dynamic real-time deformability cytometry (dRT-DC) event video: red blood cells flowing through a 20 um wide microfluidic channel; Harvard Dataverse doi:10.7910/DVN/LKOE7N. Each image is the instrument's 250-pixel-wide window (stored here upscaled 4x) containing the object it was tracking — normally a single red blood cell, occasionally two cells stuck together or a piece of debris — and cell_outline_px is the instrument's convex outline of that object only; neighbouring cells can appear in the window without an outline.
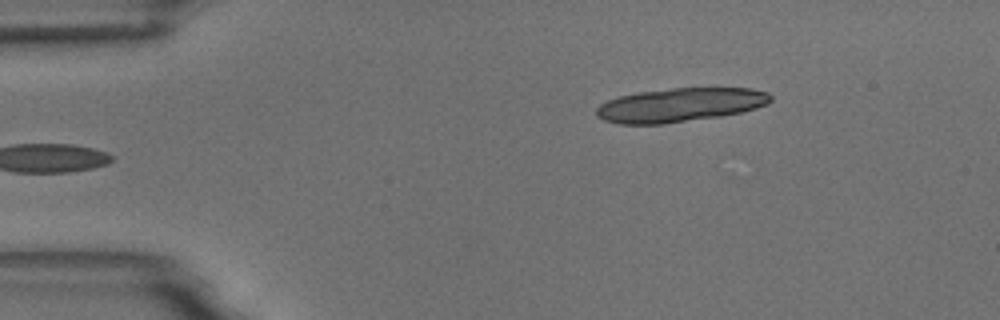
{"species": "common noctule bat (a hibernating species)", "species_latin": "Nyctalus noctula", "temperature_condition": "room temperature", "stored_images_in_passage": 11, "camera_frame_rate_fps": 3000, "um_per_image_px": 0.085, "animal": {"sex": "male", "body_mass_g": 18.8}, "frame": {"image": 1, "passage_image": 1, "time_ms": 0.0, "image_size_px": [1000, 320], "cell_outline_px": [[772, 100], [768, 104], [756, 108], [740, 112], [720, 116], [664, 124], [620, 124], [604, 120], [596, 116], [596, 108], [600, 104], [608, 100], [620, 96], [640, 92], [672, 88], [752, 88], [768, 92], [772, 96]], "centroid_in_image_um": [57.82, 8.92], "position_along_channel_um": 27.2, "area_um2": 34.39}}